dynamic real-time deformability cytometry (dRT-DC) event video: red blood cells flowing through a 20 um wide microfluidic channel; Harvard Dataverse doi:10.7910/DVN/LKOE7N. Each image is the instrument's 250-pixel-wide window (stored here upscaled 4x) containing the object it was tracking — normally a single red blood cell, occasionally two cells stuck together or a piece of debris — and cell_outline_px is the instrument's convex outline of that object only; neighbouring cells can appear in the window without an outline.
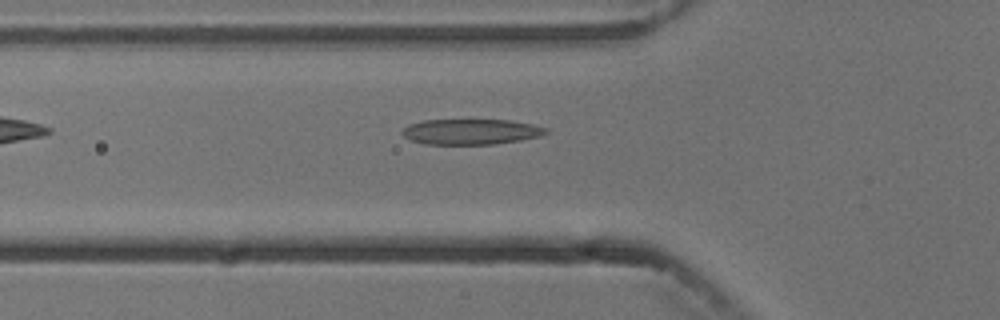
{"species": "common noctule bat (a hibernating species)", "species_latin": "Nyctalus noctula", "temperature_condition": "cold", "stored_images_in_passage": 5, "camera_frame_rate_fps": 3000, "um_per_image_px": 0.085, "animal": {"sex": "male", "body_mass_g": 13.3}, "frame": {"image": 1, "passage_image": 5, "time_ms": 4.667, "image_size_px": [1000, 320], "cell_outline_px": [[548, 132], [540, 136], [520, 140], [492, 144], [424, 144], [412, 140], [404, 136], [400, 132], [408, 124], [424, 120], [508, 120], [532, 124], [548, 128]], "centroid_in_image_um": [40.02, 11.19], "position_along_channel_um": 85.8, "area_um2": 21.27}}